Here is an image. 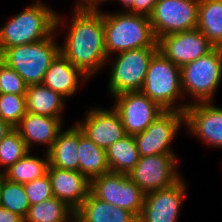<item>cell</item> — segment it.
I'll list each match as a JSON object with an SVG mask.
<instances>
[{"label": "cell", "instance_id": "obj_31", "mask_svg": "<svg viewBox=\"0 0 222 222\" xmlns=\"http://www.w3.org/2000/svg\"><path fill=\"white\" fill-rule=\"evenodd\" d=\"M27 87L15 70L0 60V93L26 95Z\"/></svg>", "mask_w": 222, "mask_h": 222}, {"label": "cell", "instance_id": "obj_9", "mask_svg": "<svg viewBox=\"0 0 222 222\" xmlns=\"http://www.w3.org/2000/svg\"><path fill=\"white\" fill-rule=\"evenodd\" d=\"M198 7L199 0H158L149 16L156 39L196 29Z\"/></svg>", "mask_w": 222, "mask_h": 222}, {"label": "cell", "instance_id": "obj_14", "mask_svg": "<svg viewBox=\"0 0 222 222\" xmlns=\"http://www.w3.org/2000/svg\"><path fill=\"white\" fill-rule=\"evenodd\" d=\"M157 44L158 50L180 68L215 48L197 28L166 35Z\"/></svg>", "mask_w": 222, "mask_h": 222}, {"label": "cell", "instance_id": "obj_13", "mask_svg": "<svg viewBox=\"0 0 222 222\" xmlns=\"http://www.w3.org/2000/svg\"><path fill=\"white\" fill-rule=\"evenodd\" d=\"M187 183L181 178L171 187L145 193L138 222H178Z\"/></svg>", "mask_w": 222, "mask_h": 222}, {"label": "cell", "instance_id": "obj_16", "mask_svg": "<svg viewBox=\"0 0 222 222\" xmlns=\"http://www.w3.org/2000/svg\"><path fill=\"white\" fill-rule=\"evenodd\" d=\"M76 124L87 138L104 150L126 135L122 120L113 107L87 110L83 120Z\"/></svg>", "mask_w": 222, "mask_h": 222}, {"label": "cell", "instance_id": "obj_34", "mask_svg": "<svg viewBox=\"0 0 222 222\" xmlns=\"http://www.w3.org/2000/svg\"><path fill=\"white\" fill-rule=\"evenodd\" d=\"M79 1V2H78ZM75 4L73 12H102L99 4H103L109 0H78ZM111 2V0L109 1Z\"/></svg>", "mask_w": 222, "mask_h": 222}, {"label": "cell", "instance_id": "obj_33", "mask_svg": "<svg viewBox=\"0 0 222 222\" xmlns=\"http://www.w3.org/2000/svg\"><path fill=\"white\" fill-rule=\"evenodd\" d=\"M157 2L158 0H134L133 6L127 12L149 17Z\"/></svg>", "mask_w": 222, "mask_h": 222}, {"label": "cell", "instance_id": "obj_2", "mask_svg": "<svg viewBox=\"0 0 222 222\" xmlns=\"http://www.w3.org/2000/svg\"><path fill=\"white\" fill-rule=\"evenodd\" d=\"M105 49L109 63L112 55L139 48H158L148 16L127 11L103 12ZM111 56V57H110Z\"/></svg>", "mask_w": 222, "mask_h": 222}, {"label": "cell", "instance_id": "obj_1", "mask_svg": "<svg viewBox=\"0 0 222 222\" xmlns=\"http://www.w3.org/2000/svg\"><path fill=\"white\" fill-rule=\"evenodd\" d=\"M60 54L91 79L107 65L102 12H73Z\"/></svg>", "mask_w": 222, "mask_h": 222}, {"label": "cell", "instance_id": "obj_19", "mask_svg": "<svg viewBox=\"0 0 222 222\" xmlns=\"http://www.w3.org/2000/svg\"><path fill=\"white\" fill-rule=\"evenodd\" d=\"M88 80V76L59 54L45 73L42 84L66 99L77 93L80 82L85 84Z\"/></svg>", "mask_w": 222, "mask_h": 222}, {"label": "cell", "instance_id": "obj_36", "mask_svg": "<svg viewBox=\"0 0 222 222\" xmlns=\"http://www.w3.org/2000/svg\"><path fill=\"white\" fill-rule=\"evenodd\" d=\"M13 129L14 128L10 124H8L7 122H4L3 120L0 119V142Z\"/></svg>", "mask_w": 222, "mask_h": 222}, {"label": "cell", "instance_id": "obj_6", "mask_svg": "<svg viewBox=\"0 0 222 222\" xmlns=\"http://www.w3.org/2000/svg\"><path fill=\"white\" fill-rule=\"evenodd\" d=\"M180 71L184 98L195 99L189 105L213 102L222 81V48L215 47L208 54L182 66Z\"/></svg>", "mask_w": 222, "mask_h": 222}, {"label": "cell", "instance_id": "obj_29", "mask_svg": "<svg viewBox=\"0 0 222 222\" xmlns=\"http://www.w3.org/2000/svg\"><path fill=\"white\" fill-rule=\"evenodd\" d=\"M28 152L27 147L21 135L14 128L0 142V174L6 171L11 165L23 158ZM3 169V170H2Z\"/></svg>", "mask_w": 222, "mask_h": 222}, {"label": "cell", "instance_id": "obj_8", "mask_svg": "<svg viewBox=\"0 0 222 222\" xmlns=\"http://www.w3.org/2000/svg\"><path fill=\"white\" fill-rule=\"evenodd\" d=\"M90 193L97 199L121 207L137 218L140 216L145 192L128 174L108 172L91 180Z\"/></svg>", "mask_w": 222, "mask_h": 222}, {"label": "cell", "instance_id": "obj_7", "mask_svg": "<svg viewBox=\"0 0 222 222\" xmlns=\"http://www.w3.org/2000/svg\"><path fill=\"white\" fill-rule=\"evenodd\" d=\"M158 48H139L117 53L109 71L108 93L111 97L142 90L148 65Z\"/></svg>", "mask_w": 222, "mask_h": 222}, {"label": "cell", "instance_id": "obj_21", "mask_svg": "<svg viewBox=\"0 0 222 222\" xmlns=\"http://www.w3.org/2000/svg\"><path fill=\"white\" fill-rule=\"evenodd\" d=\"M75 217L80 222H138L133 213L101 201L91 193L75 210Z\"/></svg>", "mask_w": 222, "mask_h": 222}, {"label": "cell", "instance_id": "obj_32", "mask_svg": "<svg viewBox=\"0 0 222 222\" xmlns=\"http://www.w3.org/2000/svg\"><path fill=\"white\" fill-rule=\"evenodd\" d=\"M23 185L30 205H35L54 197L48 173Z\"/></svg>", "mask_w": 222, "mask_h": 222}, {"label": "cell", "instance_id": "obj_12", "mask_svg": "<svg viewBox=\"0 0 222 222\" xmlns=\"http://www.w3.org/2000/svg\"><path fill=\"white\" fill-rule=\"evenodd\" d=\"M112 106L119 114L125 134L142 133L165 110L141 91L125 92L114 96Z\"/></svg>", "mask_w": 222, "mask_h": 222}, {"label": "cell", "instance_id": "obj_37", "mask_svg": "<svg viewBox=\"0 0 222 222\" xmlns=\"http://www.w3.org/2000/svg\"><path fill=\"white\" fill-rule=\"evenodd\" d=\"M119 2L124 6V11H128L133 6L134 0H119Z\"/></svg>", "mask_w": 222, "mask_h": 222}, {"label": "cell", "instance_id": "obj_18", "mask_svg": "<svg viewBox=\"0 0 222 222\" xmlns=\"http://www.w3.org/2000/svg\"><path fill=\"white\" fill-rule=\"evenodd\" d=\"M63 120L26 112L15 129L30 151L32 146L39 144L46 146L45 152H48L63 128Z\"/></svg>", "mask_w": 222, "mask_h": 222}, {"label": "cell", "instance_id": "obj_3", "mask_svg": "<svg viewBox=\"0 0 222 222\" xmlns=\"http://www.w3.org/2000/svg\"><path fill=\"white\" fill-rule=\"evenodd\" d=\"M64 16L56 15L55 31L47 38L19 46L7 48L0 54V60L14 69L29 85L40 84L48 68L60 54L56 31L66 24Z\"/></svg>", "mask_w": 222, "mask_h": 222}, {"label": "cell", "instance_id": "obj_24", "mask_svg": "<svg viewBox=\"0 0 222 222\" xmlns=\"http://www.w3.org/2000/svg\"><path fill=\"white\" fill-rule=\"evenodd\" d=\"M197 29L222 48V0H199Z\"/></svg>", "mask_w": 222, "mask_h": 222}, {"label": "cell", "instance_id": "obj_30", "mask_svg": "<svg viewBox=\"0 0 222 222\" xmlns=\"http://www.w3.org/2000/svg\"><path fill=\"white\" fill-rule=\"evenodd\" d=\"M26 112V95L0 93L1 120L15 128Z\"/></svg>", "mask_w": 222, "mask_h": 222}, {"label": "cell", "instance_id": "obj_25", "mask_svg": "<svg viewBox=\"0 0 222 222\" xmlns=\"http://www.w3.org/2000/svg\"><path fill=\"white\" fill-rule=\"evenodd\" d=\"M110 172L129 174L140 155L133 135H125L106 150Z\"/></svg>", "mask_w": 222, "mask_h": 222}, {"label": "cell", "instance_id": "obj_10", "mask_svg": "<svg viewBox=\"0 0 222 222\" xmlns=\"http://www.w3.org/2000/svg\"><path fill=\"white\" fill-rule=\"evenodd\" d=\"M179 161L177 154L140 157L128 176L145 193L165 189L182 178L177 168Z\"/></svg>", "mask_w": 222, "mask_h": 222}, {"label": "cell", "instance_id": "obj_38", "mask_svg": "<svg viewBox=\"0 0 222 222\" xmlns=\"http://www.w3.org/2000/svg\"><path fill=\"white\" fill-rule=\"evenodd\" d=\"M72 222H80V221L75 217Z\"/></svg>", "mask_w": 222, "mask_h": 222}, {"label": "cell", "instance_id": "obj_5", "mask_svg": "<svg viewBox=\"0 0 222 222\" xmlns=\"http://www.w3.org/2000/svg\"><path fill=\"white\" fill-rule=\"evenodd\" d=\"M141 92L164 110L184 112L189 105V102L184 101L186 98L181 87L180 67L159 50L149 62Z\"/></svg>", "mask_w": 222, "mask_h": 222}, {"label": "cell", "instance_id": "obj_20", "mask_svg": "<svg viewBox=\"0 0 222 222\" xmlns=\"http://www.w3.org/2000/svg\"><path fill=\"white\" fill-rule=\"evenodd\" d=\"M79 127L75 123L61 130L47 152L49 165L59 169L79 171Z\"/></svg>", "mask_w": 222, "mask_h": 222}, {"label": "cell", "instance_id": "obj_11", "mask_svg": "<svg viewBox=\"0 0 222 222\" xmlns=\"http://www.w3.org/2000/svg\"><path fill=\"white\" fill-rule=\"evenodd\" d=\"M184 124V112L165 110L142 133L134 135L140 157L176 154L172 142Z\"/></svg>", "mask_w": 222, "mask_h": 222}, {"label": "cell", "instance_id": "obj_26", "mask_svg": "<svg viewBox=\"0 0 222 222\" xmlns=\"http://www.w3.org/2000/svg\"><path fill=\"white\" fill-rule=\"evenodd\" d=\"M74 218V209L64 201L52 197L30 205L24 222H72Z\"/></svg>", "mask_w": 222, "mask_h": 222}, {"label": "cell", "instance_id": "obj_22", "mask_svg": "<svg viewBox=\"0 0 222 222\" xmlns=\"http://www.w3.org/2000/svg\"><path fill=\"white\" fill-rule=\"evenodd\" d=\"M67 100L44 84L29 85L26 92V111L63 119Z\"/></svg>", "mask_w": 222, "mask_h": 222}, {"label": "cell", "instance_id": "obj_27", "mask_svg": "<svg viewBox=\"0 0 222 222\" xmlns=\"http://www.w3.org/2000/svg\"><path fill=\"white\" fill-rule=\"evenodd\" d=\"M48 166L49 156L47 152H45L43 158L31 155L28 152L23 158L4 171L2 175L10 181L25 184L45 175Z\"/></svg>", "mask_w": 222, "mask_h": 222}, {"label": "cell", "instance_id": "obj_15", "mask_svg": "<svg viewBox=\"0 0 222 222\" xmlns=\"http://www.w3.org/2000/svg\"><path fill=\"white\" fill-rule=\"evenodd\" d=\"M184 127L209 147L222 149V108L214 102L188 105L184 111Z\"/></svg>", "mask_w": 222, "mask_h": 222}, {"label": "cell", "instance_id": "obj_35", "mask_svg": "<svg viewBox=\"0 0 222 222\" xmlns=\"http://www.w3.org/2000/svg\"><path fill=\"white\" fill-rule=\"evenodd\" d=\"M0 222H24V219L18 214L0 207Z\"/></svg>", "mask_w": 222, "mask_h": 222}, {"label": "cell", "instance_id": "obj_28", "mask_svg": "<svg viewBox=\"0 0 222 222\" xmlns=\"http://www.w3.org/2000/svg\"><path fill=\"white\" fill-rule=\"evenodd\" d=\"M0 196L2 207L26 217L30 203L23 184L10 181L0 174Z\"/></svg>", "mask_w": 222, "mask_h": 222}, {"label": "cell", "instance_id": "obj_17", "mask_svg": "<svg viewBox=\"0 0 222 222\" xmlns=\"http://www.w3.org/2000/svg\"><path fill=\"white\" fill-rule=\"evenodd\" d=\"M54 197L76 210L90 194L91 181L79 171L48 166Z\"/></svg>", "mask_w": 222, "mask_h": 222}, {"label": "cell", "instance_id": "obj_23", "mask_svg": "<svg viewBox=\"0 0 222 222\" xmlns=\"http://www.w3.org/2000/svg\"><path fill=\"white\" fill-rule=\"evenodd\" d=\"M79 172L90 181L110 172L106 150L87 138L79 128Z\"/></svg>", "mask_w": 222, "mask_h": 222}, {"label": "cell", "instance_id": "obj_4", "mask_svg": "<svg viewBox=\"0 0 222 222\" xmlns=\"http://www.w3.org/2000/svg\"><path fill=\"white\" fill-rule=\"evenodd\" d=\"M57 12L40 0L26 6L0 28V54L7 48L30 44L55 31Z\"/></svg>", "mask_w": 222, "mask_h": 222}]
</instances>
